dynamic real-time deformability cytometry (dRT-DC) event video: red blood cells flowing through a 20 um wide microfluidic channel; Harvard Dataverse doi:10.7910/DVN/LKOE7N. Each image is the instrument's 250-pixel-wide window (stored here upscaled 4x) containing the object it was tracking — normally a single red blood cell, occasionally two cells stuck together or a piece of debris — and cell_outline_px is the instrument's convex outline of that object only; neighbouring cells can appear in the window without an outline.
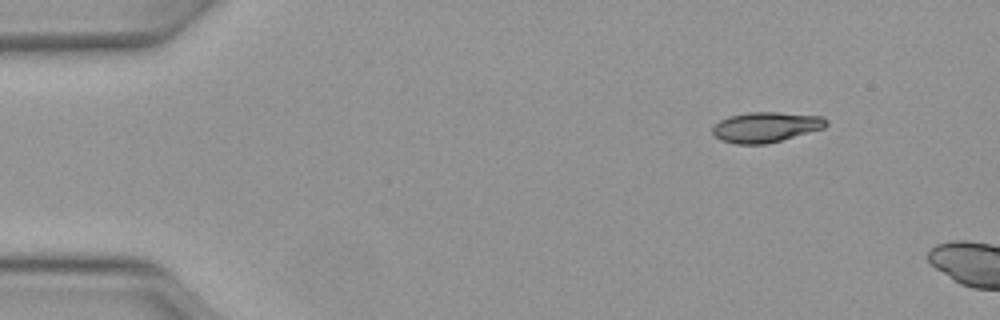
{"species": "Egyptian fruit bat (a non-hibernating species)", "species_latin": "Rousettus aegyptiacus", "temperature_condition": "warm", "stored_images_in_passage": 5, "camera_frame_rate_fps": 3000, "um_per_image_px": 0.085, "animal": {"sex": "female"}, "frame": {"image": 1, "passage_image": 1, "time_ms": 0.0, "image_size_px": [1000, 320], "cell_outline_px": [[828, 124], [824, 128], [780, 140], [764, 144], [736, 144], [720, 140], [712, 132], [712, 128], [720, 120], [728, 116], [748, 112], [776, 112], [824, 116], [828, 120]], "centroid_in_image_um": [65.1, 10.79], "position_along_channel_um": 19.9, "area_um2": 20.0}}